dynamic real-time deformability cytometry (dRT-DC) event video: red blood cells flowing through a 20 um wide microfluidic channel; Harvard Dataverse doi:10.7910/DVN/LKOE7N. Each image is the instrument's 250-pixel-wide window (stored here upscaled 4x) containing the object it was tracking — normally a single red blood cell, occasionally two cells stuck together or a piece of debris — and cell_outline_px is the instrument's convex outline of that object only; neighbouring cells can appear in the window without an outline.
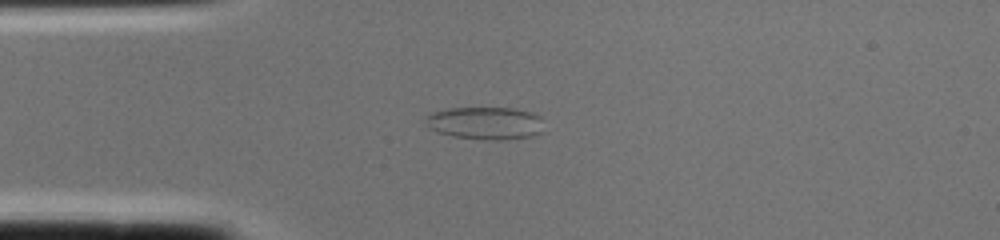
{"species": "common noctule bat (a hibernating species)", "species_latin": "Nyctalus noctula", "temperature_condition": "cold", "stored_images_in_passage": 1, "camera_frame_rate_fps": 3000, "um_per_image_px": 0.085, "animal": {"sex": "female", "body_mass_g": 22.0, "forearm_length_mm": 56.7}, "frame": {"image": 1, "passage_image": 1, "time_ms": 0.0, "image_size_px": [1000, 240], "cell_outline_px": [[540, 132], [532, 136], [500, 140], [484, 140], [452, 136], [436, 132], [428, 128], [424, 124], [424, 120], [432, 112], [448, 108], [516, 108], [532, 112], [540, 116]], "centroid_in_image_um": [41.18, 10.46], "position_along_channel_um": 43.8, "area_um2": 22.6}}